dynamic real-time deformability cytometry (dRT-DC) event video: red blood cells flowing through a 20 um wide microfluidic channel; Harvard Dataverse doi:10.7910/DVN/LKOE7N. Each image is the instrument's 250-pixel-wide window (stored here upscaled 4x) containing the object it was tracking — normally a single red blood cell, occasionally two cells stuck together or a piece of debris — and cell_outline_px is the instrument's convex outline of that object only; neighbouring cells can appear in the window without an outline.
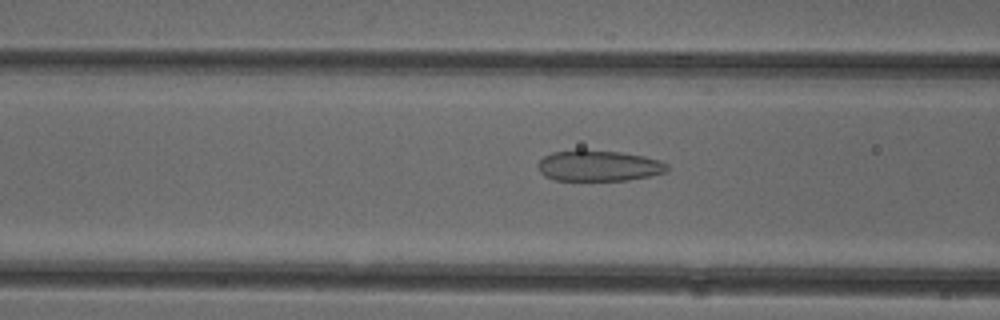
{"species": "common noctule bat (a hibernating species)", "species_latin": "Nyctalus noctula", "temperature_condition": "cold", "stored_images_in_passage": 35, "camera_frame_rate_fps": 3000, "um_per_image_px": 0.085, "animal": {"sex": "female"}, "frame": {"image": 1, "passage_image": 4, "time_ms": 1.0, "image_size_px": [1000, 320], "cell_outline_px": [[668, 168], [664, 172], [648, 176], [628, 180], [556, 180], [544, 176], [540, 172], [536, 164], [544, 156], [552, 152], [576, 148], [580, 148], [620, 152], [644, 156], [660, 160], [668, 164]], "centroid_in_image_um": [50.83, 14.06], "position_along_channel_um": 115.8, "area_um2": 23.58}}
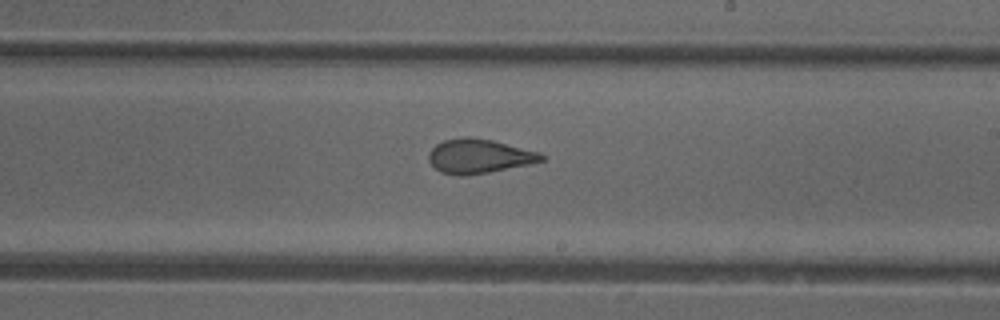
{"frame": {"image": 2, "passage_image": 14, "time_ms": 4.333, "image_size_px": [1000, 320], "cell_outline_px": [[544, 160], [528, 164], [488, 172], [464, 176], [460, 176], [440, 172], [428, 160], [428, 152], [436, 144], [444, 140], [464, 136], [468, 136], [492, 140], [540, 152], [544, 156]], "centroid_in_image_um": [40.68, 13.27], "position_along_channel_um": 248.3, "area_um2": 22.43}}
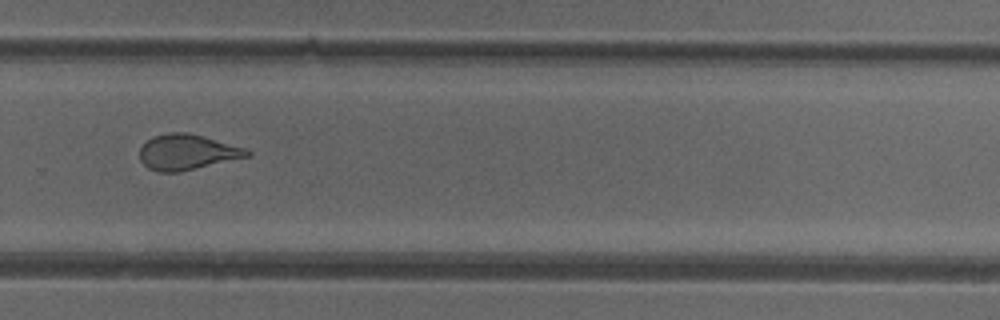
{"frame": {"image": 3, "passage_image": 19, "time_ms": 6.0, "image_size_px": [1000, 320], "cell_outline_px": [[252, 156], [180, 172], [160, 172], [148, 168], [140, 160], [140, 148], [152, 136], [168, 132], [188, 132], [204, 136], [244, 148], [252, 152]], "centroid_in_image_um": [15.92, 12.93], "position_along_channel_um": 313.9, "area_um2": 22.31}}